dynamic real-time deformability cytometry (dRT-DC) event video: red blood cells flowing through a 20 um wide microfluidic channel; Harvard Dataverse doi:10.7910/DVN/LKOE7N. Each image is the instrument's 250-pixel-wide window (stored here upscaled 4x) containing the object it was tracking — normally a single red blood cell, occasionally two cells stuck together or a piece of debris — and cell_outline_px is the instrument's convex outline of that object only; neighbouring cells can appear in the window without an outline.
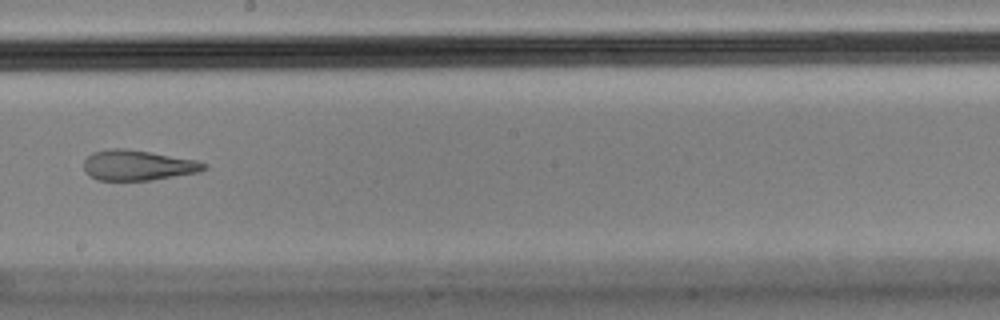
{"species": "Egyptian fruit bat (a non-hibernating species)", "species_latin": "Rousettus aegyptiacus", "temperature_condition": "cold", "stored_images_in_passage": 12, "camera_frame_rate_fps": 3000, "um_per_image_px": 0.085, "animal": {"sex": "male"}, "frame": {"image": 1, "passage_image": 6, "time_ms": 1.667, "image_size_px": [1000, 320], "cell_outline_px": [[208, 168], [200, 172], [152, 180], [96, 180], [84, 172], [84, 160], [92, 152], [112, 148], [128, 148], [196, 160], [208, 164]], "centroid_in_image_um": [11.72, 14.04], "position_along_channel_um": 236.5, "area_um2": 21.44}}